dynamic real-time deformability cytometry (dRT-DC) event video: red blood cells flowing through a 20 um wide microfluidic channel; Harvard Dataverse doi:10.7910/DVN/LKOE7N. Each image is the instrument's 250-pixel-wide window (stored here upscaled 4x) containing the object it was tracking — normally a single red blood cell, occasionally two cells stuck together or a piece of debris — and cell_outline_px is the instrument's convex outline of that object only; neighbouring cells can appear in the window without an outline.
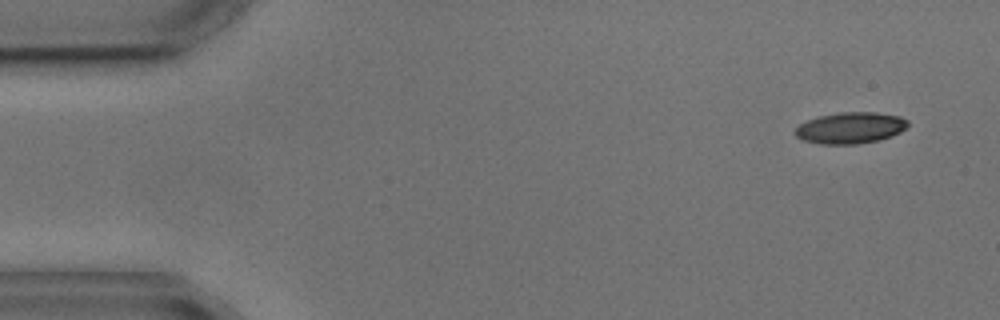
{"species": "common noctule bat (a hibernating species)", "species_latin": "Nyctalus noctula", "temperature_condition": "cold", "stored_images_in_passage": 5, "camera_frame_rate_fps": 3000, "um_per_image_px": 0.085, "animal": {"sex": "male", "body_mass_g": 17.9, "forearm_length_mm": 54.2}, "frame": {"image": 1, "passage_image": 1, "time_ms": 0.0, "image_size_px": [1000, 320], "cell_outline_px": [[908, 124], [900, 132], [892, 136], [880, 140], [856, 144], [820, 144], [804, 140], [796, 136], [792, 132], [800, 124], [808, 120], [820, 116], [840, 112], [876, 112], [900, 116], [908, 120]], "centroid_in_image_um": [72.29, 10.87], "position_along_channel_um": 12.7, "area_um2": 20.58}}
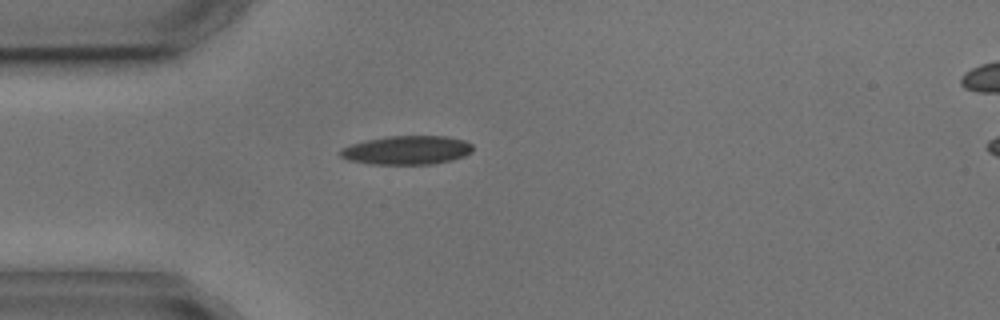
{"frame": {"image": 2, "passage_image": 4, "time_ms": 3.667, "image_size_px": [1000, 320], "cell_outline_px": [[472, 152], [464, 156], [452, 160], [432, 164], [368, 164], [348, 160], [340, 156], [336, 152], [340, 148], [352, 144], [368, 140], [388, 136], [448, 136], [464, 140], [472, 144]], "centroid_in_image_um": [34.56, 12.77], "position_along_channel_um": 50.4, "area_um2": 22.37}}